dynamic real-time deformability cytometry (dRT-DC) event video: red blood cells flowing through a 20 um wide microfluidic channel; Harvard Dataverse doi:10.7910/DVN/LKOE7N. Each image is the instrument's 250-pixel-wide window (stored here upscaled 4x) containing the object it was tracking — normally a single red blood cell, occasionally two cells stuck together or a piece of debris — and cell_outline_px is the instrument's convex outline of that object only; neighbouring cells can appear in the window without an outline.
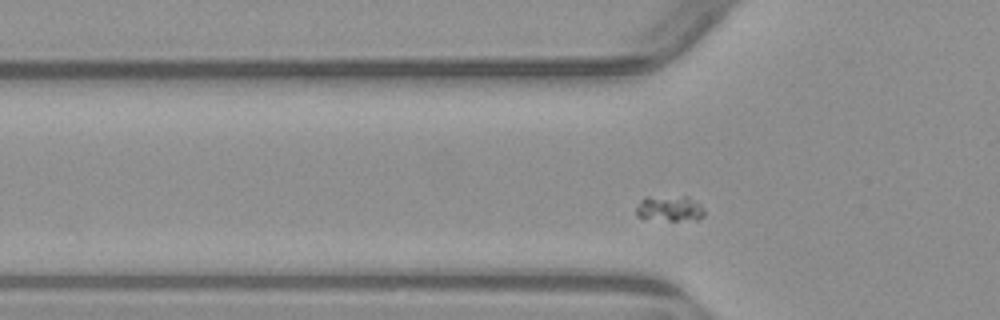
{"species": "common noctule bat (a hibernating species)", "species_latin": "Nyctalus noctula", "temperature_condition": "warm", "stored_images_in_passage": 8, "segment_of_instrument_passage": [2, 2], "camera_frame_rate_fps": 3000, "um_per_image_px": 0.085, "animal": {"sex": "male", "body_mass_g": 23.1, "forearm_length_mm": 52.7}, "frame": {"image": 1, "passage_image": 8, "time_ms": 8.333, "image_size_px": [1000, 320], "cell_outline_px": [[704, 216], [696, 220], [668, 220], [636, 216], [636, 208], [644, 196], [688, 196], [700, 204], [704, 208]], "centroid_in_image_um": [56.95, 17.7], "position_along_channel_um": 68.9, "area_um2": 10.23}}